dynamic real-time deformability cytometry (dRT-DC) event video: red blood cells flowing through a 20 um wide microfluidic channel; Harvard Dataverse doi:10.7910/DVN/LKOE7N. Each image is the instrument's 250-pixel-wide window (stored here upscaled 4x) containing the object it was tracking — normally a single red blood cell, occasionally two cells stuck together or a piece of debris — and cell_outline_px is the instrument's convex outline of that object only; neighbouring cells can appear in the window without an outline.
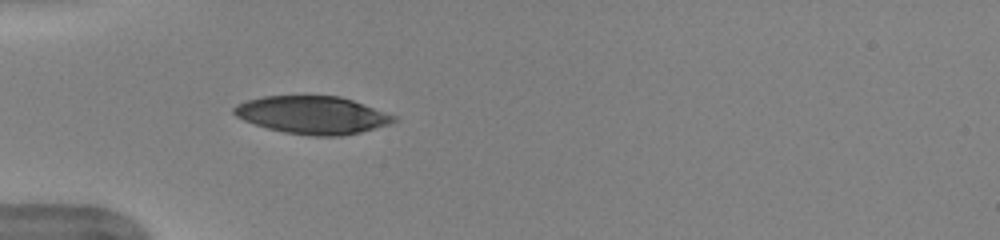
{"species": "human", "species_latin": "Homo sapiens", "temperature_condition": "warm", "stored_images_in_passage": 26, "camera_frame_rate_fps": 3000, "um_per_image_px": 0.085, "donor": {"sex": "female"}, "frame": {"image": 1, "passage_image": 1, "time_ms": 0.0, "image_size_px": [1000, 240], "cell_outline_px": [[396, 120], [388, 124], [360, 132], [340, 136], [312, 136], [284, 132], [268, 128], [244, 120], [236, 116], [232, 112], [232, 108], [236, 104], [248, 100], [264, 96], [340, 96], [352, 100], [396, 116]], "centroid_in_image_um": [26.53, 9.77], "position_along_channel_um": 58.5, "area_um2": 34.8}}
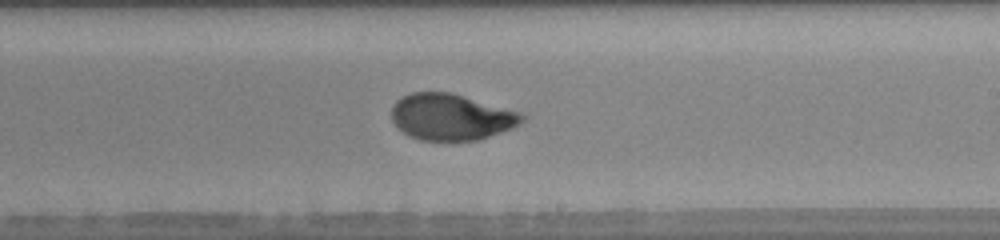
{"frame": {"image": 2, "passage_image": 16, "time_ms": 5.0, "image_size_px": [1000, 240], "cell_outline_px": [[524, 120], [520, 124], [512, 128], [480, 140], [420, 140], [408, 136], [396, 128], [392, 120], [392, 104], [400, 96], [412, 92], [452, 92], [520, 112], [524, 116]], "centroid_in_image_um": [38.31, 9.94], "position_along_channel_um": 250.7, "area_um2": 35.55}}
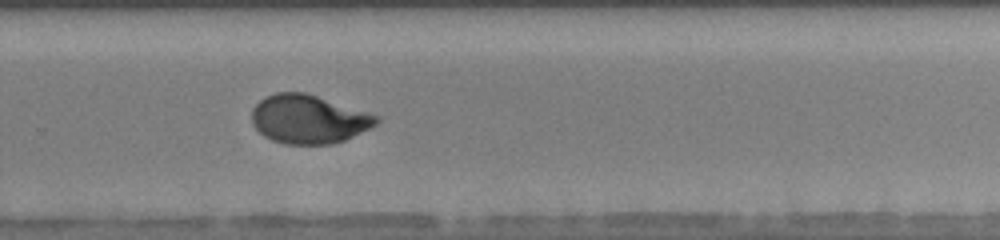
{"frame": {"image": 3, "passage_image": 20, "time_ms": 6.333, "image_size_px": [1000, 240], "cell_outline_px": [[380, 120], [376, 124], [344, 140], [332, 144], [284, 144], [272, 140], [264, 136], [252, 124], [252, 108], [264, 96], [276, 92], [304, 92], [380, 116]], "centroid_in_image_um": [26.19, 10.12], "position_along_channel_um": 303.6, "area_um2": 35.14}, "authors_computed_cell_mechanics": {"area_um2": 36.2406, "velocity_mm_per_s": 3.9832, "shape_relaxation_time_tau1_ms": 4.9759, "shape_relaxation_time_tau2_ms": 0.8818, "deformation_change_tau1": 0.2101, "deformation_change_tau2": 0.0541}}